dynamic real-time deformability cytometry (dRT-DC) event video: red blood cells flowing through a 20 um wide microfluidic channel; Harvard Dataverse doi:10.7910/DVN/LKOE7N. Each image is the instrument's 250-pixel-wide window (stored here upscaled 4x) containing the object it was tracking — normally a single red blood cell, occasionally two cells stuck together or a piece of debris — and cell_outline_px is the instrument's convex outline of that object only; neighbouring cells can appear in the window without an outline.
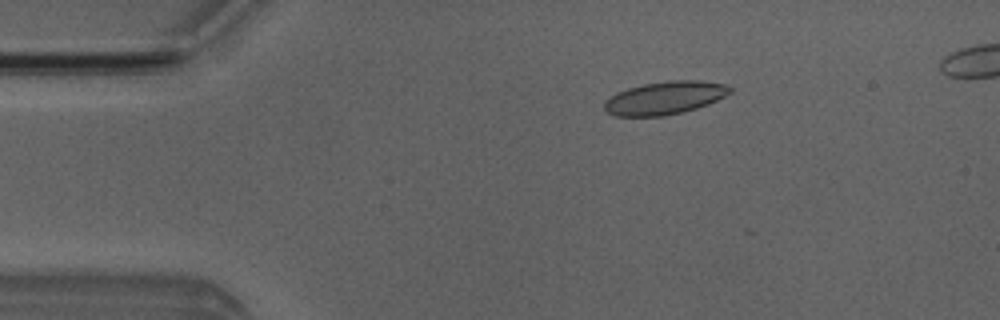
{"species": "Egyptian fruit bat (a non-hibernating species)", "species_latin": "Rousettus aegyptiacus", "temperature_condition": "room temperature", "stored_images_in_passage": 4, "camera_frame_rate_fps": 3000, "um_per_image_px": 0.085, "animal": {"sex": "male"}, "frame": {"image": 1, "passage_image": 2, "time_ms": 1.333, "image_size_px": [1000, 320], "cell_outline_px": [[732, 92], [708, 104], [684, 112], [664, 116], [616, 116], [608, 112], [604, 108], [604, 100], [616, 92], [628, 88], [644, 84], [668, 80], [700, 80], [728, 84], [732, 88]], "centroid_in_image_um": [56.52, 8.31], "position_along_channel_um": 28.5, "area_um2": 24.33}}